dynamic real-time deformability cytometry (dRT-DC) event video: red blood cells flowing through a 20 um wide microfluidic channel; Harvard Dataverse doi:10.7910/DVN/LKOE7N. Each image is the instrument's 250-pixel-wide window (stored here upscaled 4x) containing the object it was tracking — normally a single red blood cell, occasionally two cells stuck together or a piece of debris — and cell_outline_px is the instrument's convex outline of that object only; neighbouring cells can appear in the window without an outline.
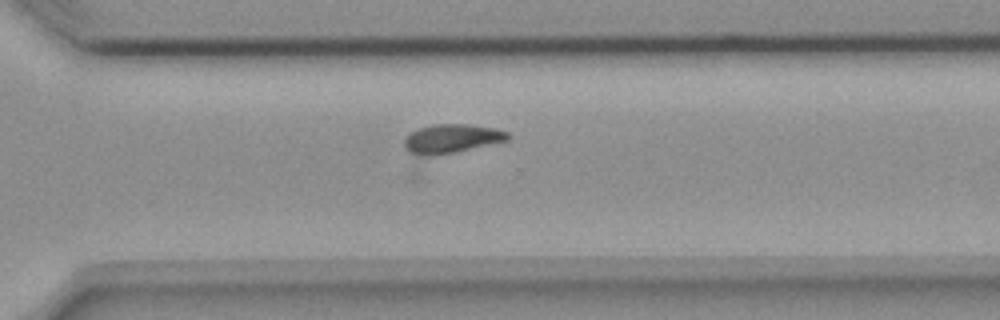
{"species": "common noctule bat (a hibernating species)", "species_latin": "Nyctalus noctula", "temperature_condition": "room temperature", "stored_images_in_passage": 61, "camera_frame_rate_fps": 3000, "um_per_image_px": 0.085, "animal": {"sex": "female", "body_mass_g": 18.4}, "frame": {"image": 1, "passage_image": 43, "time_ms": 14.0, "image_size_px": [1000, 320], "cell_outline_px": [[512, 136], [508, 140], [456, 152], [420, 160], [404, 144], [404, 140], [412, 132], [420, 128], [432, 124], [468, 124], [496, 128], [508, 132]], "centroid_in_image_um": [38.39, 11.82], "position_along_channel_um": 332.2, "area_um2": 17.8}}